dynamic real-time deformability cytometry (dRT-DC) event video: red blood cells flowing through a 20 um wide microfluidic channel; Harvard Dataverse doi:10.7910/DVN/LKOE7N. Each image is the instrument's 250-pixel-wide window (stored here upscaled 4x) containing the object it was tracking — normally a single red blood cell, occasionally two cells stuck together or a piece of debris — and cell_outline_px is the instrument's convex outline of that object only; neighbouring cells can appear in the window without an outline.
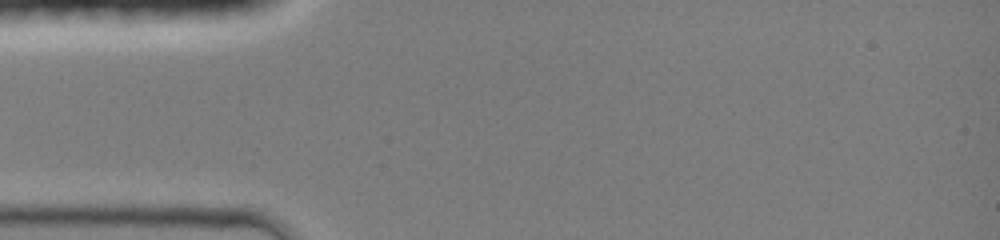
{"species": "common noctule bat (a hibernating species)", "species_latin": "Nyctalus noctula", "temperature_condition": "room temperature", "stored_images_in_passage": 1, "camera_frame_rate_fps": 3000, "um_per_image_px": 0.085, "animal": {"sex": "female", "body_mass_g": 19.0, "forearm_length_mm": 51.5}, "frame": {"image": 1, "passage_image": 1, "time_ms": 0.0, "image_size_px": [1000, 240], "cell_outline_px": [[920, 32], [900, 68], [864, 60], [856, 52], [856, 44], [880, 12], [916, 20], [920, 28]], "centroid_in_image_um": [75.51, 3.39], "position_along_channel_um": 9.5, "area_um2": 17.4}}